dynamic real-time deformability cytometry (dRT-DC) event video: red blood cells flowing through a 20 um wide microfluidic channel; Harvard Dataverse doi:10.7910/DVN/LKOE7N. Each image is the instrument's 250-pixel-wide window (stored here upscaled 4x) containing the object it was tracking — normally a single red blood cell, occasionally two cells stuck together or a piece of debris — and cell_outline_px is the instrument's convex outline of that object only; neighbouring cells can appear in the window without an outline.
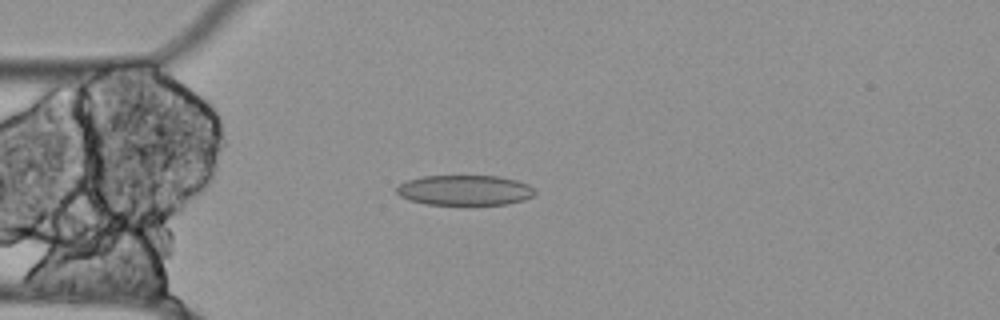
{"species": "Egyptian fruit bat (a non-hibernating species)", "species_latin": "Rousettus aegyptiacus", "temperature_condition": "cold", "stored_images_in_passage": 37, "camera_frame_rate_fps": 3000, "um_per_image_px": 0.085, "animal": {"sex": "female"}, "frame": {"image": 1, "passage_image": 5, "time_ms": 1.333, "image_size_px": [1000, 320], "cell_outline_px": [[536, 192], [532, 196], [524, 200], [504, 204], [464, 208], [428, 204], [408, 200], [400, 196], [396, 192], [396, 188], [400, 184], [408, 180], [424, 176], [500, 176], [516, 180], [528, 184]], "centroid_in_image_um": [39.5, 16.22], "position_along_channel_um": 45.5, "area_um2": 25.26}}
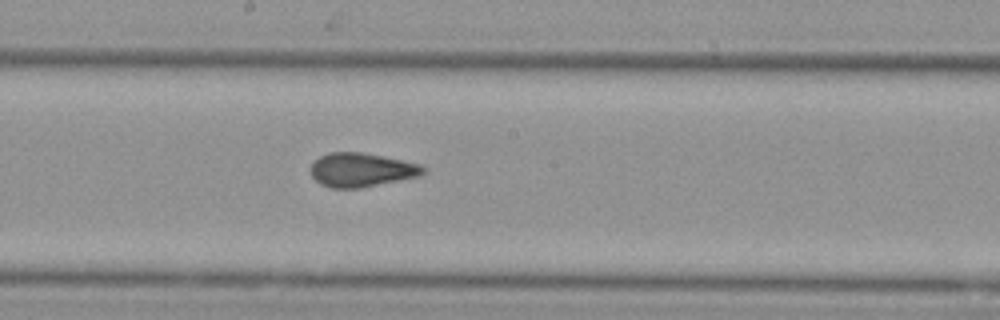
{"frame": {"image": 2, "passage_image": 20, "time_ms": 6.333, "image_size_px": [1000, 320], "cell_outline_px": [[428, 168], [420, 176], [360, 188], [332, 188], [320, 184], [312, 176], [308, 168], [320, 156], [328, 152], [360, 152], [384, 156], [420, 164]], "centroid_in_image_um": [30.72, 14.44], "position_along_channel_um": 217.5, "area_um2": 22.37}}
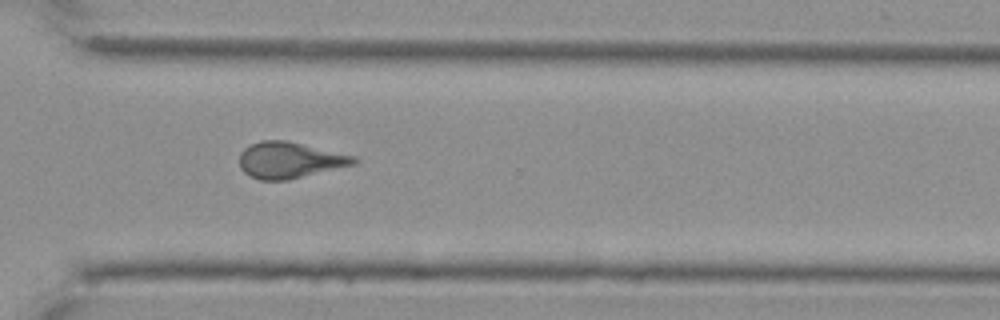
{"frame": {"image": 3, "passage_image": 31, "time_ms": 10.0, "image_size_px": [1000, 320], "cell_outline_px": [[360, 160], [356, 164], [288, 180], [260, 180], [244, 172], [240, 168], [240, 152], [244, 148], [260, 140], [284, 140], [356, 156]], "centroid_in_image_um": [24.64, 13.61], "position_along_channel_um": 346.0, "area_um2": 24.04}, "authors_computed_cell_mechanics": {"area_um2": 22.5998, "velocity_mm_per_s": 3.4987, "shape_relaxation_time_tau1_ms": null, "shape_relaxation_time_tau2_ms": 2.415, "deformation_change_tau1": null, "deformation_change_tau2": 0.1142}}